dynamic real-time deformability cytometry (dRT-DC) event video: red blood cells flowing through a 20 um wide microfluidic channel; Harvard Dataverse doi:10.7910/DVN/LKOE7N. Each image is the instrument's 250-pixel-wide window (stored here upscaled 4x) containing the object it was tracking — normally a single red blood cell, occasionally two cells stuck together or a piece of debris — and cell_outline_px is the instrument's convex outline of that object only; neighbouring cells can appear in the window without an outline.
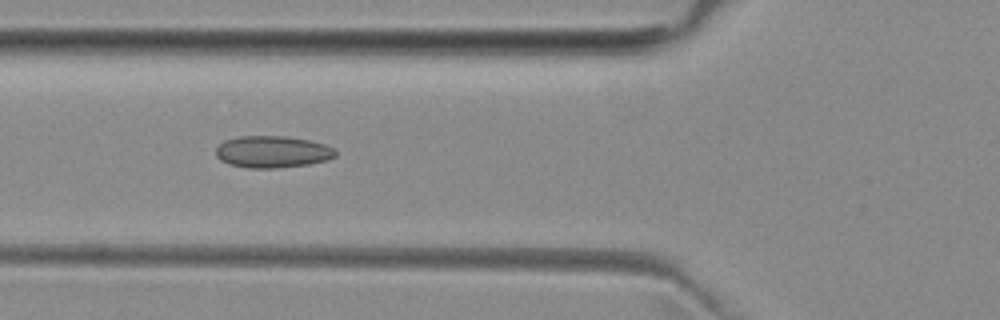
{"species": "common noctule bat (a hibernating species)", "species_latin": "Nyctalus noctula", "temperature_condition": "room temperature", "stored_images_in_passage": 4, "camera_frame_rate_fps": 3000, "um_per_image_px": 0.085, "animal": {"sex": "female", "body_mass_g": 29.2, "forearm_length_mm": 56.3}, "frame": {"image": 1, "passage_image": 2, "time_ms": 1.0, "image_size_px": [1000, 320], "cell_outline_px": [[336, 156], [328, 160], [308, 164], [276, 168], [248, 168], [228, 164], [220, 160], [216, 156], [216, 148], [224, 140], [240, 136], [284, 136], [308, 140], [324, 144], [332, 148], [336, 152]], "centroid_in_image_um": [23.13, 12.91], "position_along_channel_um": 102.7, "area_um2": 22.2}}
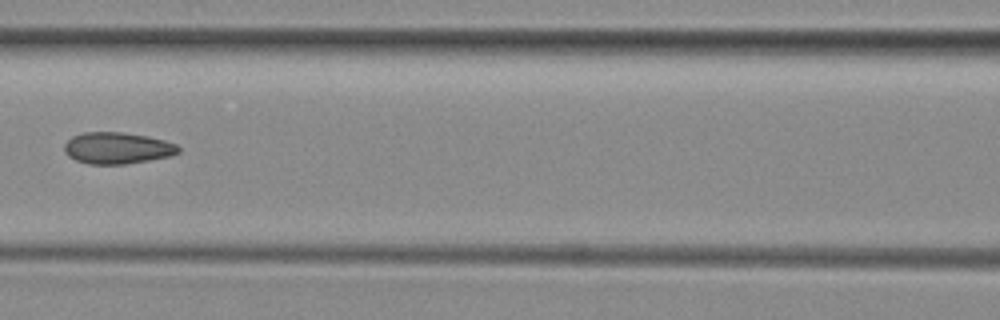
{"frame": {"image": 2, "passage_image": 3, "time_ms": 2.333, "image_size_px": [1000, 320], "cell_outline_px": [[180, 152], [168, 156], [148, 160], [124, 164], [88, 164], [76, 160], [68, 156], [64, 152], [64, 144], [72, 136], [84, 132], [124, 132], [148, 136], [164, 140], [176, 144], [180, 148]], "centroid_in_image_um": [9.95, 12.58], "position_along_channel_um": 156.7, "area_um2": 20.98}}
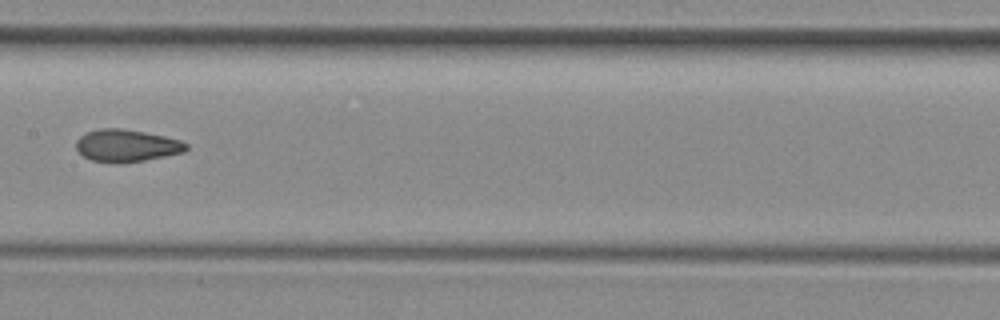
{"frame": {"image": 3, "passage_image": 4, "time_ms": 3.333, "image_size_px": [1000, 320], "cell_outline_px": [[188, 148], [184, 152], [144, 160], [116, 164], [92, 160], [84, 156], [76, 148], [76, 140], [80, 136], [88, 132], [100, 128], [120, 128], [144, 132], [164, 136], [180, 140], [188, 144]], "centroid_in_image_um": [10.75, 12.38], "position_along_channel_um": 196.6, "area_um2": 20.63}}